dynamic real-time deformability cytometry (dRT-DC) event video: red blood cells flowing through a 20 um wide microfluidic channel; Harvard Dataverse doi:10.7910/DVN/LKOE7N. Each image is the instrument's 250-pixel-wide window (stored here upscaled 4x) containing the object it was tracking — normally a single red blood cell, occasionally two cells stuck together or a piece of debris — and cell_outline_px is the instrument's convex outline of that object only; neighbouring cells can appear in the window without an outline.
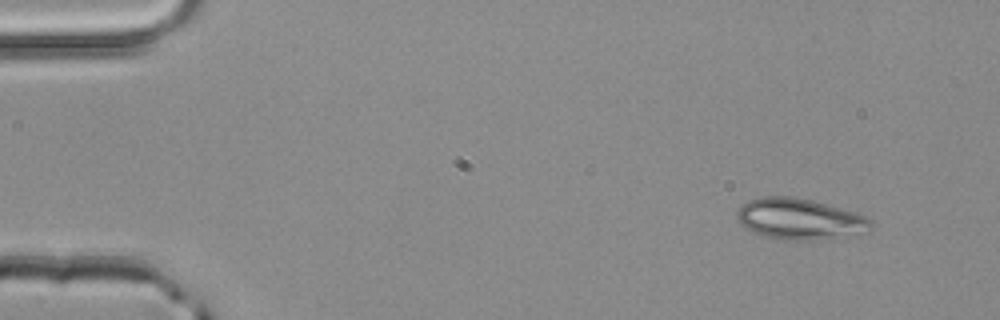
{"species": "common noctule bat (a hibernating species)", "species_latin": "Nyctalus noctula", "temperature_condition": "room temperature", "stored_images_in_passage": 51, "camera_frame_rate_fps": 3000, "um_per_image_px": 0.085, "animal": {"sex": "male", "body_mass_g": 20.4}, "frame": {"image": 1, "passage_image": 4, "time_ms": 1.0, "image_size_px": [1000, 320], "cell_outline_px": [[872, 228], [812, 240], [784, 240], [752, 232], [740, 224], [736, 216], [736, 212], [748, 200], [764, 196], [792, 196], [812, 200], [856, 212], [872, 220]], "centroid_in_image_um": [67.88, 18.58], "position_along_channel_um": 17.1, "area_um2": 31.21}}
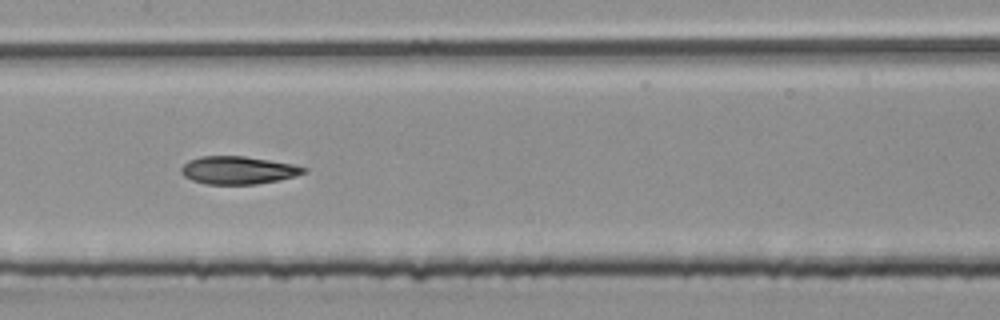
{"frame": {"image": 2, "passage_image": 25, "time_ms": 8.0, "image_size_px": [1000, 320], "cell_outline_px": [[308, 172], [296, 176], [280, 180], [256, 184], [204, 184], [192, 180], [184, 176], [180, 168], [188, 160], [200, 156], [244, 156], [292, 164], [308, 168]], "centroid_in_image_um": [20.25, 14.47], "position_along_channel_um": 187.1, "area_um2": 19.94}}
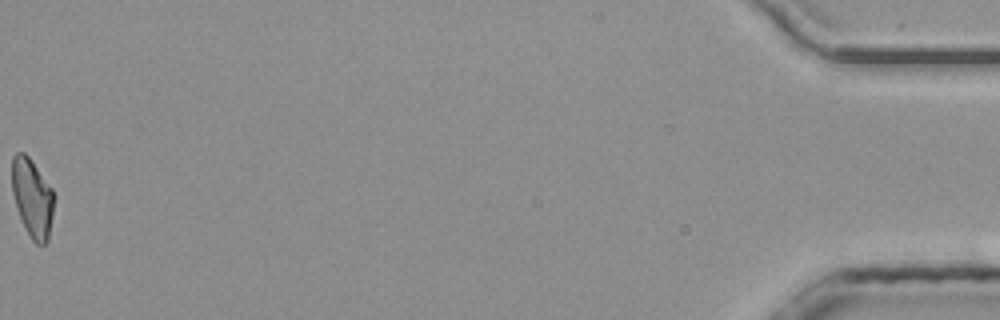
{"frame": {"image": 3, "passage_image": 51, "time_ms": 16.667, "image_size_px": [1000, 320], "cell_outline_px": [[56, 196], [48, 240], [44, 244], [36, 244], [32, 240], [16, 208], [12, 192], [12, 156], [16, 152], [24, 152], [28, 156], [52, 188]], "centroid_in_image_um": [2.76, 16.8], "position_along_channel_um": 432.4, "area_um2": 19.31}, "authors_computed_cell_mechanics": {"area_um2": 20.3456, "velocity_mm_per_s": 4.0724, "shape_relaxation_time_tau1_ms": 8.5503, "shape_relaxation_time_tau2_ms": 2.3398, "deformation_change_tau1": 0.242, "deformation_change_tau2": 0.0884}}